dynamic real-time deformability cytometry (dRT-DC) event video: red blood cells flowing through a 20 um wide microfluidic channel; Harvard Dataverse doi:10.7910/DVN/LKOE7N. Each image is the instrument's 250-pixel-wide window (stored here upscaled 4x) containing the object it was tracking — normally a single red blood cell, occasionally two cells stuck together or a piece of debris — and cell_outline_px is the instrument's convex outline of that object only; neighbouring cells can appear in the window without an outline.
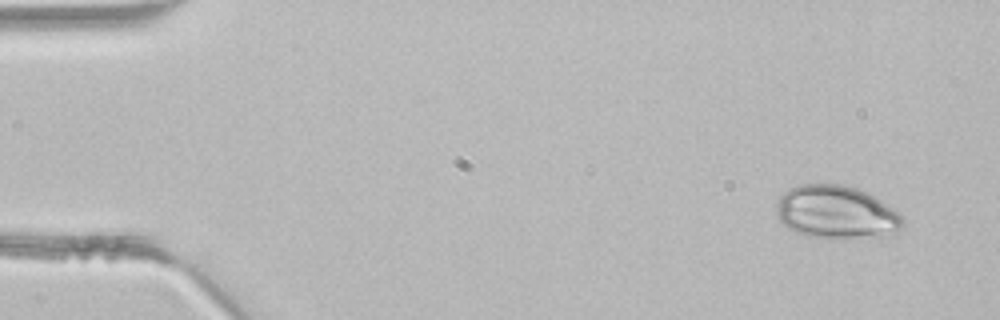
{"species": "common noctule bat (a hibernating species)", "species_latin": "Nyctalus noctula", "temperature_condition": "room temperature", "stored_images_in_passage": 4, "segment_of_instrument_passage": [1, 2], "camera_frame_rate_fps": 3000, "um_per_image_px": 0.085, "animal": {"sex": "male", "body_mass_g": 21.5, "forearm_length_mm": 52.0}, "frame": {"image": 1, "passage_image": 1, "time_ms": 0.0, "image_size_px": [1000, 320], "cell_outline_px": [[904, 224], [900, 232], [896, 236], [808, 236], [796, 232], [788, 228], [780, 220], [776, 212], [776, 204], [780, 196], [788, 188], [800, 184], [840, 184], [856, 188], [880, 200], [900, 212], [904, 216]], "centroid_in_image_um": [71.12, 18.02], "position_along_channel_um": 13.9, "area_um2": 38.9}}